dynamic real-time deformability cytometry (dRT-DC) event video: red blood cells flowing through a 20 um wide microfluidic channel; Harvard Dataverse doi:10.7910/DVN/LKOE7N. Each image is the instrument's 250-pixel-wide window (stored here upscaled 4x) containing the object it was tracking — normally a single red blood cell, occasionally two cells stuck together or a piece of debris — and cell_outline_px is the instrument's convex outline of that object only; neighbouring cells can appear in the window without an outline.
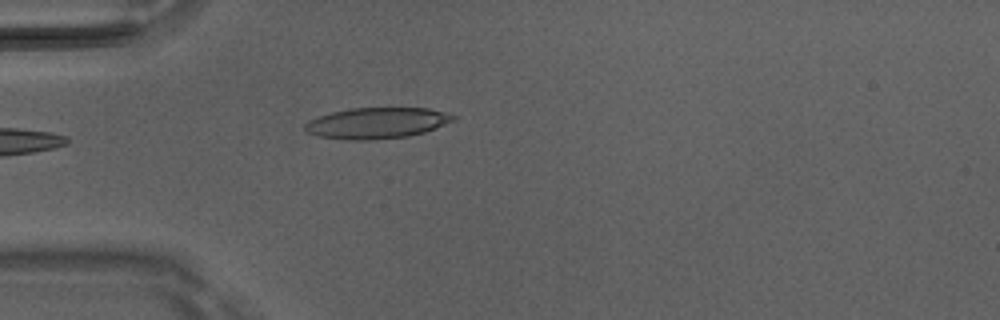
{"species": "Egyptian fruit bat (a non-hibernating species)", "species_latin": "Rousettus aegyptiacus", "temperature_condition": "room temperature", "stored_images_in_passage": 4, "camera_frame_rate_fps": 3000, "um_per_image_px": 0.085, "animal": {"sex": "male"}, "frame": {"image": 1, "passage_image": 4, "time_ms": 1.0, "image_size_px": [1000, 320], "cell_outline_px": [[456, 120], [436, 128], [424, 132], [408, 136], [372, 140], [348, 140], [316, 136], [308, 132], [304, 128], [304, 124], [308, 120], [332, 112], [352, 108], [428, 108], [444, 112], [456, 116]], "centroid_in_image_um": [32.03, 10.46], "position_along_channel_um": 53.0, "area_um2": 26.82}}